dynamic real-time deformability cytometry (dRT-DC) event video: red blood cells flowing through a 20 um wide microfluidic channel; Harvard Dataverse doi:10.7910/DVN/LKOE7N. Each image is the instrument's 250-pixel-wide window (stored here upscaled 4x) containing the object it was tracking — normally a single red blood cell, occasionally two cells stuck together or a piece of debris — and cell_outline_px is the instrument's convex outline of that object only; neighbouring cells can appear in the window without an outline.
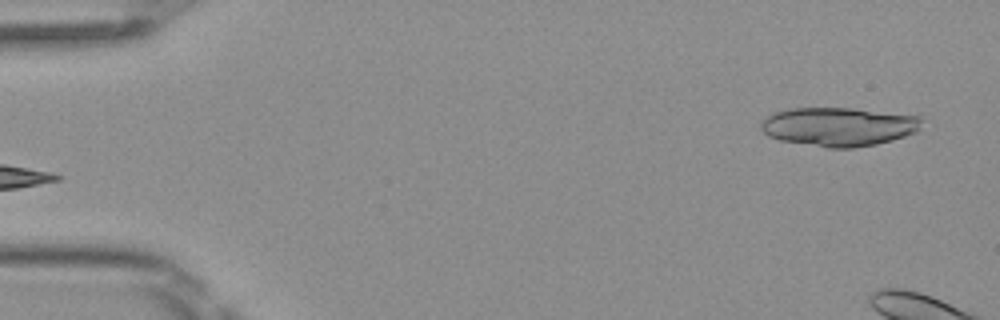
{"species": "Egyptian fruit bat (a non-hibernating species)", "species_latin": "Rousettus aegyptiacus", "temperature_condition": "room temperature", "stored_images_in_passage": 4, "camera_frame_rate_fps": 3000, "um_per_image_px": 0.085, "frame": {"image": 1, "passage_image": 4, "time_ms": 1.0, "image_size_px": [1000, 320], "cell_outline_px": [[920, 128], [916, 132], [892, 140], [876, 144], [856, 148], [828, 148], [780, 140], [768, 136], [760, 128], [760, 124], [768, 116], [776, 112], [788, 108], [852, 108], [920, 116]], "centroid_in_image_um": [71.28, 10.77], "position_along_channel_um": 13.7, "area_um2": 36.3}}